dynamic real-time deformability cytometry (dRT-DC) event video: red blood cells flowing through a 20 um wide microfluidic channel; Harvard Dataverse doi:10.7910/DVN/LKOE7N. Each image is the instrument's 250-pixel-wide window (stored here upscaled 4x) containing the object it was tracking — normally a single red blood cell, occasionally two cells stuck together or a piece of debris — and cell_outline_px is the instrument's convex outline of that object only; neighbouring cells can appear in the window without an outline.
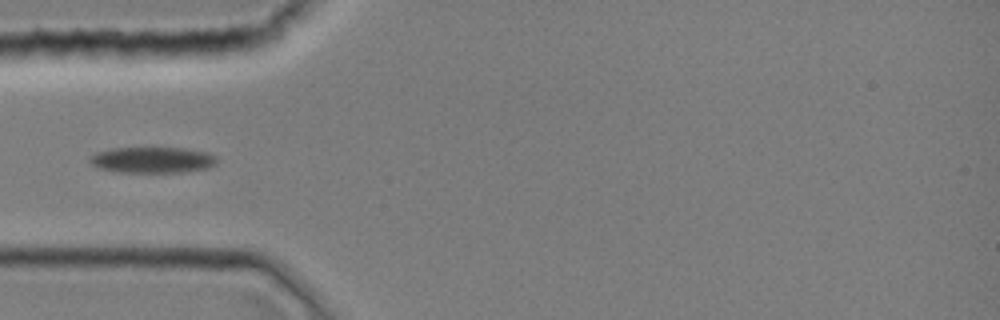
{"species": "common noctule bat (a hibernating species)", "species_latin": "Nyctalus noctula", "temperature_condition": "room temperature", "stored_images_in_passage": 33, "camera_frame_rate_fps": 3000, "um_per_image_px": 0.085, "animal": {"sex": "female", "body_mass_g": 19.0, "forearm_length_mm": 51.5}, "frame": {"image": 1, "passage_image": 1, "time_ms": 0.0, "image_size_px": [1000, 320], "cell_outline_px": [[216, 164], [208, 168], [180, 172], [120, 172], [96, 168], [88, 160], [88, 156], [96, 152], [112, 148], [184, 148], [208, 152], [216, 156]], "centroid_in_image_um": [12.92, 13.59], "position_along_channel_um": 72.1, "area_um2": 19.36}}
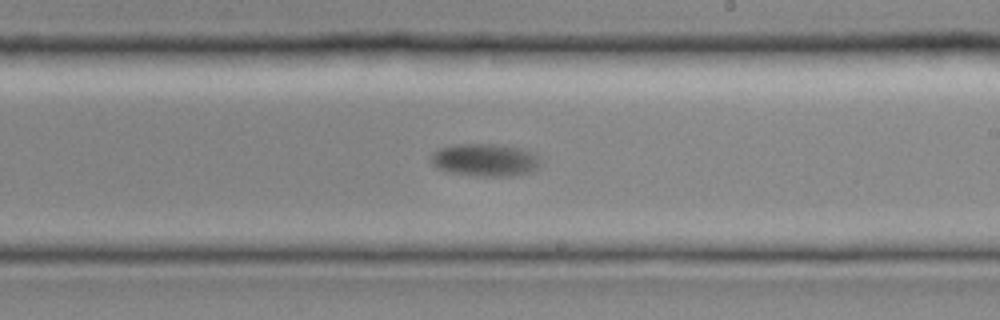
{"frame": {"image": 2, "passage_image": 14, "time_ms": 4.333, "image_size_px": [1000, 320], "cell_outline_px": [[540, 164], [536, 168], [528, 172], [512, 176], [484, 176], [452, 172], [436, 168], [432, 164], [432, 152], [440, 148], [452, 144], [496, 144], [520, 148], [532, 152], [540, 156]], "centroid_in_image_um": [41.23, 13.58], "position_along_channel_um": 247.8, "area_um2": 20.69}}
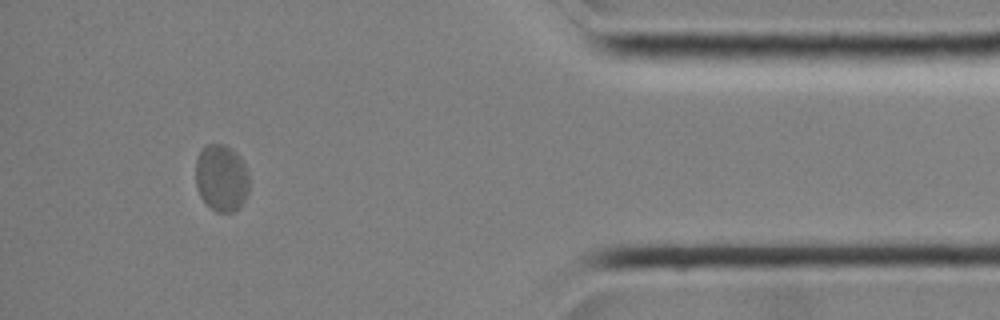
{"frame": {"image": 3, "passage_image": 29, "time_ms": 9.333, "image_size_px": [1000, 320], "cell_outline_px": [[248, 192], [240, 208], [232, 212], [216, 212], [200, 196], [196, 184], [196, 160], [200, 152], [208, 144], [224, 144], [232, 148], [244, 164], [248, 172]], "centroid_in_image_um": [18.83, 15.13], "position_along_channel_um": 416.4, "area_um2": 20.75}}